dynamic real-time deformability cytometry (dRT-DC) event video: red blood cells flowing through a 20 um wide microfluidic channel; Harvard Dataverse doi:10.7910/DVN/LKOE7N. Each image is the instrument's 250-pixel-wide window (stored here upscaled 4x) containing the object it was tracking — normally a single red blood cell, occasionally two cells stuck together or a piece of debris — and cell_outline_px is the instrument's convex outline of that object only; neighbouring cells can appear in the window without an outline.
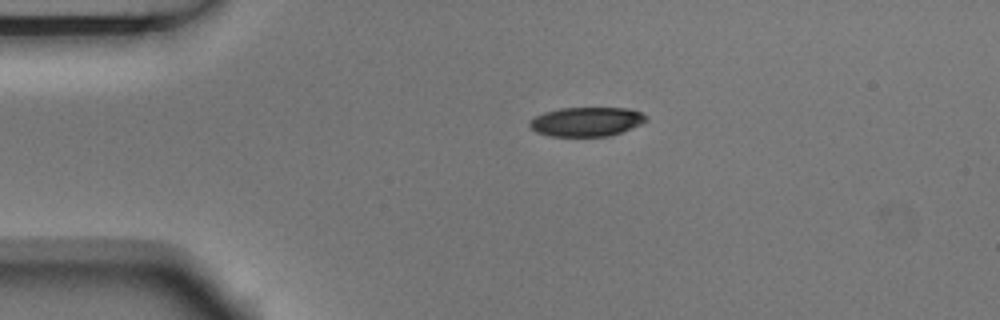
{"species": "Egyptian fruit bat (a non-hibernating species)", "species_latin": "Rousettus aegyptiacus", "temperature_condition": "room temperature", "stored_images_in_passage": 2, "camera_frame_rate_fps": 3000, "um_per_image_px": 0.085, "animal": {"sex": "male"}, "frame": {"image": 1, "passage_image": 1, "time_ms": 0.0, "image_size_px": [1000, 320], "cell_outline_px": [[648, 120], [640, 124], [620, 132], [608, 136], [552, 136], [536, 132], [528, 124], [528, 120], [544, 112], [560, 108], [628, 108], [640, 112], [648, 116]], "centroid_in_image_um": [49.84, 10.33], "position_along_channel_um": 35.2, "area_um2": 19.77}}